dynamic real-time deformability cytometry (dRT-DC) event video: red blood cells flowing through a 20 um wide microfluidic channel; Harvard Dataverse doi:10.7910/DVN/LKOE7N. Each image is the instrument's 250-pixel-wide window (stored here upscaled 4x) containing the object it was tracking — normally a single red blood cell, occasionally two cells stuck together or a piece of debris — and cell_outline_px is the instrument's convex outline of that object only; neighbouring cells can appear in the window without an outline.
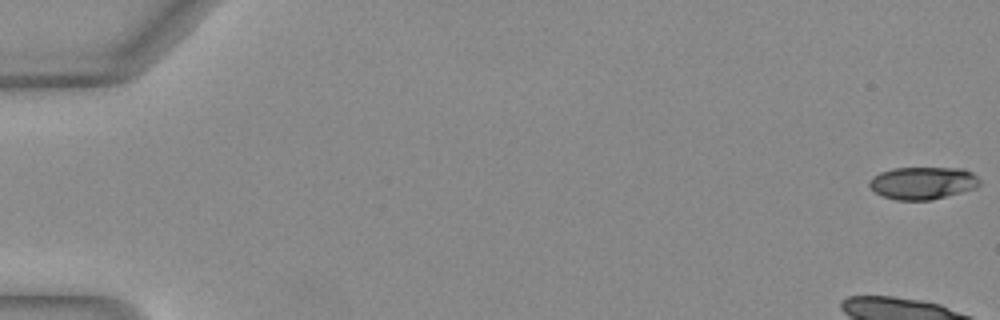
{"species": "Egyptian fruit bat (a non-hibernating species)", "species_latin": "Rousettus aegyptiacus", "temperature_condition": "warm", "stored_images_in_passage": 54, "camera_frame_rate_fps": 3000, "um_per_image_px": 0.085, "animal": {"sex": "female"}, "frame": {"image": 1, "passage_image": 1, "time_ms": 0.0, "image_size_px": [1000, 320], "cell_outline_px": [[980, 184], [976, 188], [932, 200], [896, 200], [884, 196], [876, 192], [868, 184], [868, 180], [872, 176], [880, 172], [892, 168], [964, 168], [972, 172], [980, 180]], "centroid_in_image_um": [78.44, 15.55], "position_along_channel_um": 6.6, "area_um2": 20.98}}
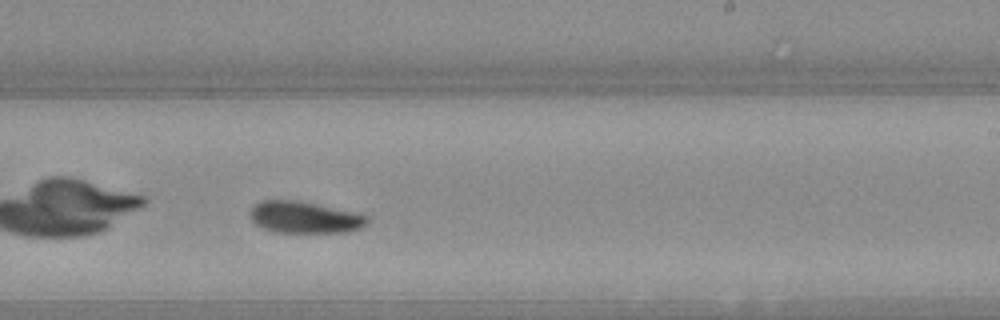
{"frame": {"image": 2, "passage_image": 34, "time_ms": 11.0, "image_size_px": [1000, 320], "cell_outline_px": [[368, 224], [360, 228], [348, 232], [276, 232], [264, 228], [256, 224], [252, 220], [252, 208], [260, 200], [292, 200], [360, 212], [368, 216]], "centroid_in_image_um": [25.96, 18.47], "position_along_channel_um": 263.0, "area_um2": 21.5}}
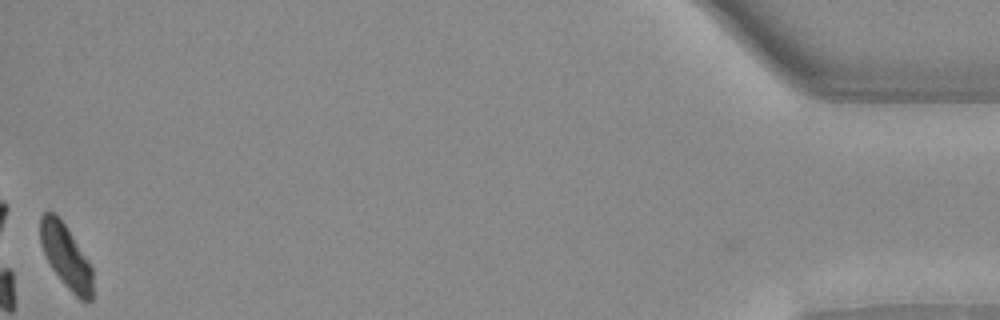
{"frame": {"image": 3, "passage_image": 53, "time_ms": 17.333, "image_size_px": [1000, 320], "cell_outline_px": [[92, 300], [88, 304], [80, 300], [64, 284], [52, 268], [44, 252], [40, 240], [40, 216], [44, 212], [52, 212], [64, 224], [88, 260], [92, 268]], "centroid_in_image_um": [5.62, 21.84], "position_along_channel_um": 429.6, "area_um2": 19.07}, "authors_computed_cell_mechanics": {"area_um2": 21.0392, "velocity_mm_per_s": 4.0409, "shape_relaxation_time_tau1_ms": 4.3111, "shape_relaxation_time_tau2_ms": null, "deformation_change_tau1": 0.1503, "deformation_change_tau2": null}}